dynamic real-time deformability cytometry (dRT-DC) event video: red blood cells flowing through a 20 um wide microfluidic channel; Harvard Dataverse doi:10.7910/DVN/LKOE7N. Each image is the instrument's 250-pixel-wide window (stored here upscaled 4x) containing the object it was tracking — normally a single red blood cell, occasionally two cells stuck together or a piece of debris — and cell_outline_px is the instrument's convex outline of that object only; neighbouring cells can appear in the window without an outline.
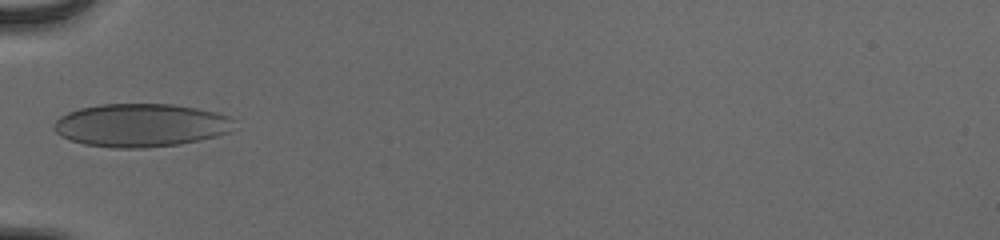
{"species": "human", "species_latin": "Homo sapiens", "temperature_condition": "cold", "stored_images_in_passage": 22, "camera_frame_rate_fps": 3000, "um_per_image_px": 0.085, "donor": {"sex": "male"}, "frame": {"image": 1, "passage_image": 1, "time_ms": 0.0, "image_size_px": [1000, 240], "cell_outline_px": [[232, 120], [228, 132], [216, 136], [200, 140], [180, 144], [144, 148], [112, 148], [84, 144], [72, 140], [56, 132], [52, 128], [52, 124], [60, 116], [68, 112], [80, 108], [100, 104], [172, 104], [196, 108], [216, 112], [228, 116]], "centroid_in_image_um": [11.92, 10.64], "position_along_channel_um": 73.1, "area_um2": 45.2}}
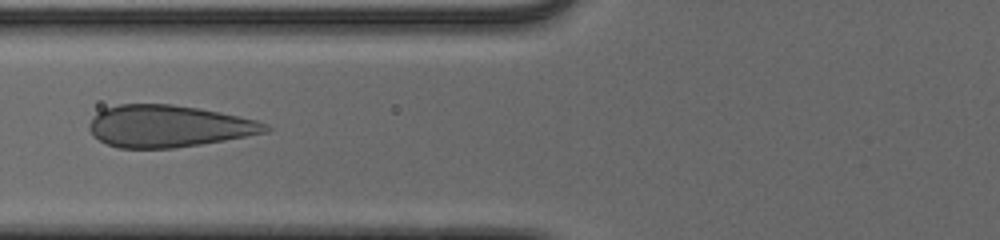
{"frame": {"image": 2, "passage_image": 4, "time_ms": 1.0, "image_size_px": [1000, 240], "cell_outline_px": [[272, 128], [268, 132], [224, 140], [200, 144], [172, 148], [120, 148], [108, 144], [92, 136], [88, 128], [88, 124], [92, 116], [104, 108], [120, 104], [172, 104], [220, 112], [256, 120], [268, 124]], "centroid_in_image_um": [14.3, 10.72], "position_along_channel_um": 111.5, "area_um2": 43.06}}